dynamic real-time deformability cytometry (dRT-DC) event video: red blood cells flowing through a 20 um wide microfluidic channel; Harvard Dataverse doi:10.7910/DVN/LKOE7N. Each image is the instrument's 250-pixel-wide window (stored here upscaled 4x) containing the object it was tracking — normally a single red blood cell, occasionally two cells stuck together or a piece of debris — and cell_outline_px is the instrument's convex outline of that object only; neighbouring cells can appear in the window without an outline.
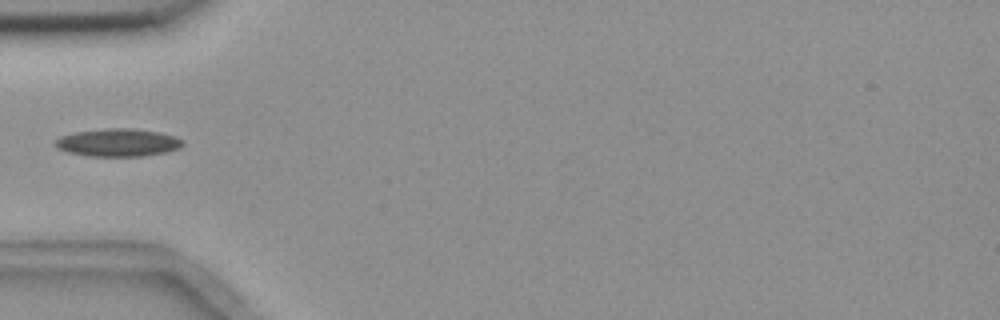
{"species": "common noctule bat (a hibernating species)", "species_latin": "Nyctalus noctula", "temperature_condition": "room temperature", "stored_images_in_passage": 6, "camera_frame_rate_fps": 3000, "um_per_image_px": 0.085, "animal": {"sex": "female", "body_mass_g": 18.4}, "frame": {"image": 1, "passage_image": 5, "time_ms": 5.667, "image_size_px": [1000, 320], "cell_outline_px": [[184, 144], [180, 148], [164, 152], [140, 156], [92, 156], [68, 152], [56, 148], [52, 144], [60, 136], [76, 132], [108, 128], [132, 128], [160, 132], [176, 136], [184, 140]], "centroid_in_image_um": [10.04, 12.11], "position_along_channel_um": 75.0, "area_um2": 20.69}}